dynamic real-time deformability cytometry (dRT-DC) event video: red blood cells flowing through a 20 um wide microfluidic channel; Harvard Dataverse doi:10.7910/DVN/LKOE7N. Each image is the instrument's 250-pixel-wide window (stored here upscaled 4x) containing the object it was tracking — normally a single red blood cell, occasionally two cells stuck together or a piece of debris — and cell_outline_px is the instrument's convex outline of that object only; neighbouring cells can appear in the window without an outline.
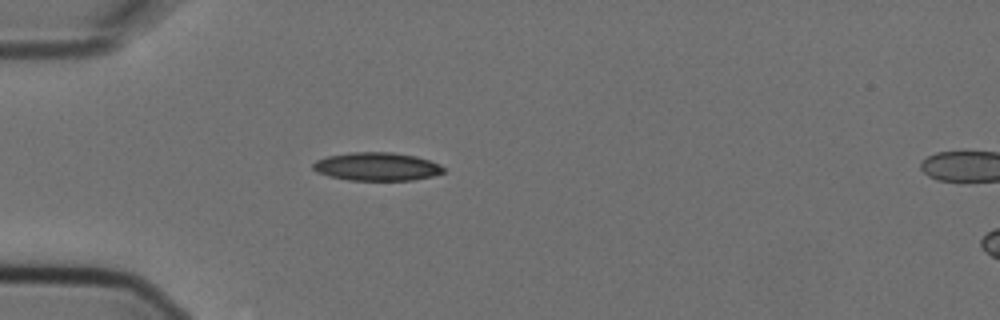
{"species": "Egyptian fruit bat (a non-hibernating species)", "species_latin": "Rousettus aegyptiacus", "temperature_condition": "cold", "stored_images_in_passage": 2, "camera_frame_rate_fps": 3000, "um_per_image_px": 0.085, "animal": {"sex": "female"}, "frame": {"image": 1, "passage_image": 1, "time_ms": 0.0, "image_size_px": [1000, 320], "cell_outline_px": [[444, 172], [432, 176], [412, 180], [348, 180], [328, 176], [316, 172], [312, 168], [312, 164], [316, 160], [328, 156], [348, 152], [392, 152], [416, 156], [440, 164], [444, 168]], "centroid_in_image_um": [32.0, 14.15], "position_along_channel_um": 53.0, "area_um2": 21.56}}